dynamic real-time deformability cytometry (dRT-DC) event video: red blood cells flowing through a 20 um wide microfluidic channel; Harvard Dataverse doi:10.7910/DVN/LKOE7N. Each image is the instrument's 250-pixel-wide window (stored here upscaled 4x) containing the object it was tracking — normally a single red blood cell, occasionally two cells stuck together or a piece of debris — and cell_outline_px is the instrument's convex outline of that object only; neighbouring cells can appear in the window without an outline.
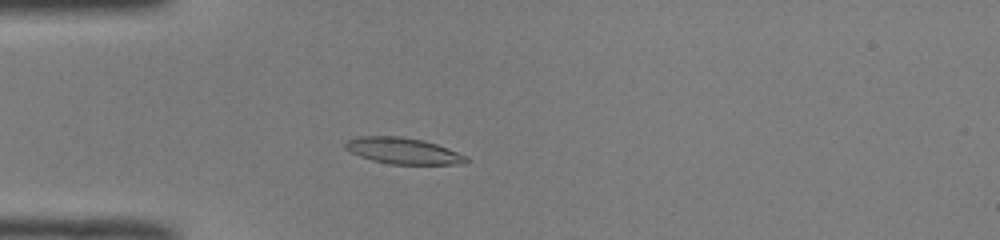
{"species": "common noctule bat (a hibernating species)", "species_latin": "Nyctalus noctula", "temperature_condition": "room temperature", "stored_images_in_passage": 41, "camera_frame_rate_fps": 3000, "um_per_image_px": 0.085, "animal": {"sex": "male", "body_mass_g": 19.0, "forearm_length_mm": 50.8}, "frame": {"image": 1, "passage_image": 5, "time_ms": 1.333, "image_size_px": [1000, 240], "cell_outline_px": [[468, 160], [464, 164], [392, 164], [372, 160], [360, 156], [344, 148], [344, 144], [348, 140], [356, 136], [400, 136], [424, 140], [448, 148], [464, 156]], "centroid_in_image_um": [34.23, 12.81], "position_along_channel_um": 50.8, "area_um2": 18.32}}
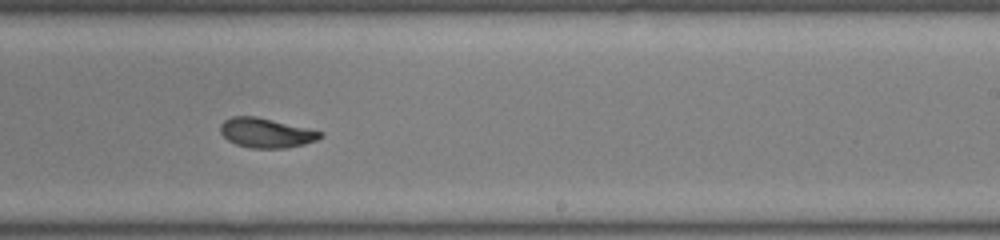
{"frame": {"image": 2, "passage_image": 22, "time_ms": 7.0, "image_size_px": [1000, 240], "cell_outline_px": [[324, 136], [316, 140], [304, 144], [288, 148], [248, 148], [236, 144], [228, 140], [220, 132], [220, 124], [224, 120], [232, 116], [256, 116], [324, 132]], "centroid_in_image_um": [22.62, 11.3], "position_along_channel_um": 266.4, "area_um2": 17.28}}
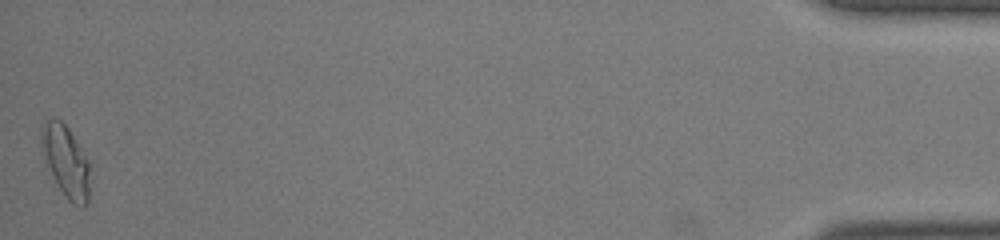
{"frame": {"image": 3, "passage_image": 41, "time_ms": 13.333, "image_size_px": [1000, 240], "cell_outline_px": [[88, 200], [80, 208], [72, 204], [68, 200], [56, 184], [40, 144], [40, 132], [44, 124], [48, 120], [60, 120], [68, 128], [88, 160]], "centroid_in_image_um": [5.59, 13.73], "position_along_channel_um": 429.6, "area_um2": 19.54}, "authors_computed_cell_mechanics": {"area_um2": 17.8024, "velocity_mm_per_s": 4.025, "shape_relaxation_time_tau1_ms": 4.6424, "shape_relaxation_time_tau2_ms": 2.6149, "deformation_change_tau1": 0.1782, "deformation_change_tau2": 0.0623}}